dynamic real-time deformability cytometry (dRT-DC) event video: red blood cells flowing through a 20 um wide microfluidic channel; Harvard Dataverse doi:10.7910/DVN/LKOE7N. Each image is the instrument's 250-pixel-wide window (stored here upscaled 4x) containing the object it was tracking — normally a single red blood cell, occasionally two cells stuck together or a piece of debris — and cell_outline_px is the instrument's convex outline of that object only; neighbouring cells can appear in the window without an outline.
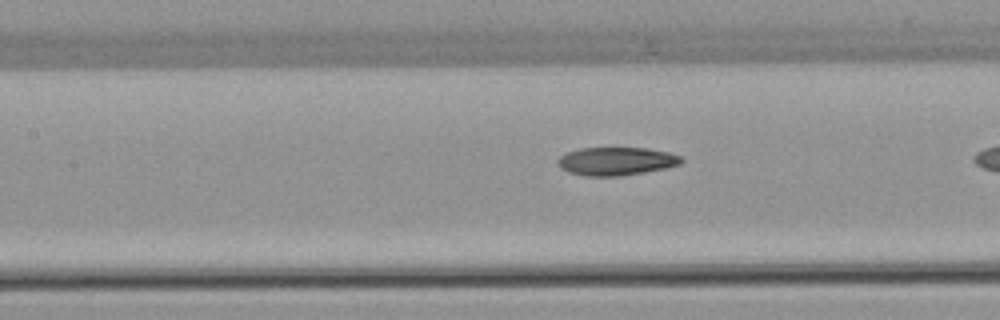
{"species": "common noctule bat (a hibernating species)", "species_latin": "Nyctalus noctula", "temperature_condition": "warm", "stored_images_in_passage": 16, "camera_frame_rate_fps": 3000, "um_per_image_px": 0.085, "animal": {"sex": "female", "body_mass_g": 22.7, "forearm_length_mm": 54.2}, "frame": {"image": 1, "passage_image": 14, "time_ms": 4.333, "image_size_px": [1000, 320], "cell_outline_px": [[684, 160], [680, 164], [668, 168], [620, 176], [584, 176], [568, 172], [560, 168], [556, 164], [556, 160], [560, 156], [568, 152], [580, 148], [648, 148], [668, 152], [680, 156]], "centroid_in_image_um": [52.36, 13.71], "position_along_channel_um": 155.0, "area_um2": 20.46}}